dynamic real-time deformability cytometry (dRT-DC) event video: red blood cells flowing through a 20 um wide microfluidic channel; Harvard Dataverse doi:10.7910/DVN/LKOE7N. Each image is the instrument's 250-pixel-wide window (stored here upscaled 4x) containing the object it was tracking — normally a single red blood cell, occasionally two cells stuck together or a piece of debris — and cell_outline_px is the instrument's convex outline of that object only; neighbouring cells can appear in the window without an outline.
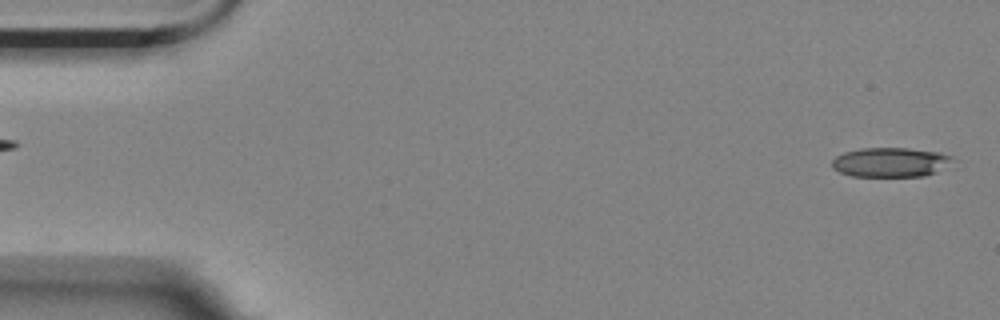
{"species": "Egyptian fruit bat (a non-hibernating species)", "species_latin": "Rousettus aegyptiacus", "temperature_condition": "room temperature", "stored_images_in_passage": 6, "segment_of_instrument_passage": [2, 2], "camera_frame_rate_fps": 3000, "um_per_image_px": 0.085, "animal": {"sex": "female"}, "frame": {"image": 1, "passage_image": 6, "time_ms": 1.667, "image_size_px": [1000, 320], "cell_outline_px": [[956, 168], [924, 176], [852, 176], [840, 172], [832, 168], [832, 160], [836, 156], [844, 152], [860, 148], [908, 148], [940, 152], [952, 156]], "centroid_in_image_um": [75.83, 13.8], "position_along_channel_um": 9.2, "area_um2": 21.39}}